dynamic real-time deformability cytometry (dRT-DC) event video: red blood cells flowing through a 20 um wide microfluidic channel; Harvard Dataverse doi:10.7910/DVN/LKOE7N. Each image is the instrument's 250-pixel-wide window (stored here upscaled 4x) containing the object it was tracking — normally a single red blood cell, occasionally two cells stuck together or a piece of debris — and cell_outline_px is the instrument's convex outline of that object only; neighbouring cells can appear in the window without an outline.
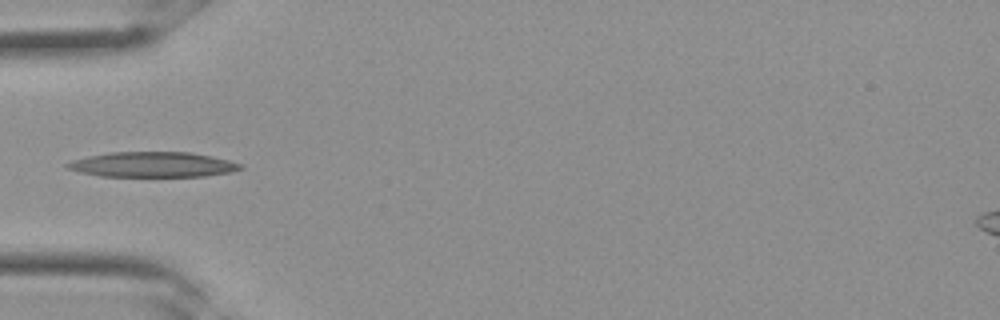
{"species": "Egyptian fruit bat (a non-hibernating species)", "species_latin": "Rousettus aegyptiacus", "temperature_condition": "room temperature", "stored_images_in_passage": 30, "camera_frame_rate_fps": 3000, "um_per_image_px": 0.085, "frame": {"image": 1, "passage_image": 9, "time_ms": 2.667, "image_size_px": [1000, 320], "cell_outline_px": [[240, 168], [228, 172], [204, 176], [100, 176], [68, 168], [64, 164], [76, 160], [92, 156], [112, 152], [188, 152], [228, 160], [240, 164]], "centroid_in_image_um": [12.98, 13.99], "position_along_channel_um": 72.0, "area_um2": 24.57}}
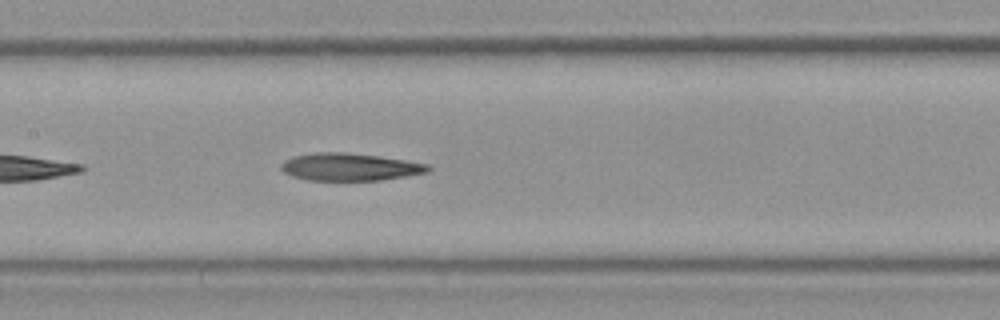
{"frame": {"image": 2, "passage_image": 14, "time_ms": 4.333, "image_size_px": [1000, 320], "cell_outline_px": [[432, 168], [424, 172], [380, 180], [308, 180], [284, 172], [280, 168], [284, 160], [296, 156], [320, 152], [340, 152], [376, 156], [404, 160], [428, 164]], "centroid_in_image_um": [29.71, 14.19], "position_along_channel_um": 177.7, "area_um2": 22.83}}
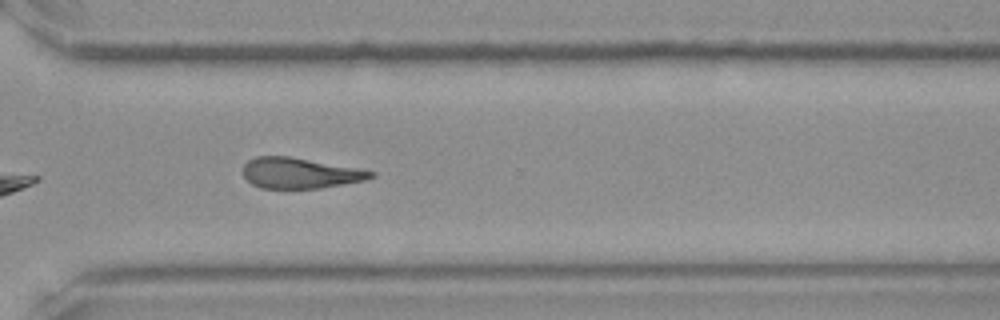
{"frame": {"image": 3, "passage_image": 22, "time_ms": 7.0, "image_size_px": [1000, 320], "cell_outline_px": [[376, 172], [372, 176], [364, 180], [320, 188], [260, 188], [252, 184], [244, 176], [244, 164], [248, 160], [256, 156], [288, 156]], "centroid_in_image_um": [25.43, 14.71], "position_along_channel_um": 345.2, "area_um2": 22.31}}